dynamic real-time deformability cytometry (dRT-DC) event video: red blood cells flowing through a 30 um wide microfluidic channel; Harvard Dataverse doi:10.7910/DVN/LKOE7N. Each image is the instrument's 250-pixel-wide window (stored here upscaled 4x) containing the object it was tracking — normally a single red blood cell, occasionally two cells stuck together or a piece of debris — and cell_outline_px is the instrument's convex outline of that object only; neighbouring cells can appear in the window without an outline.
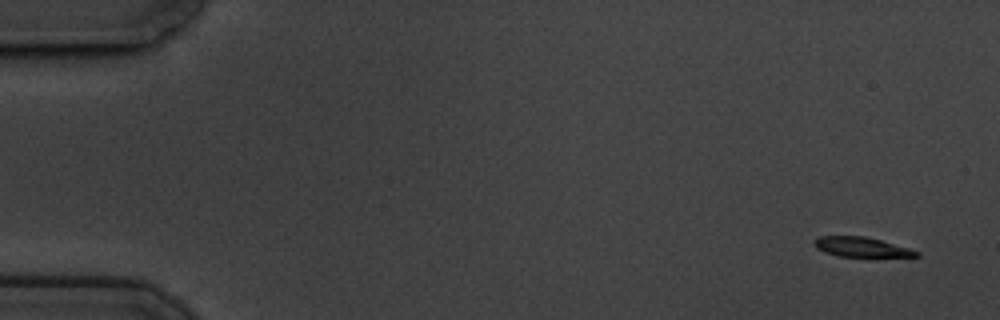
{"species": "common noctule bat (a hibernating species)", "species_latin": "Nyctalus noctula", "temperature_condition": "cold", "stored_images_in_passage": 58, "camera_frame_rate_fps": 3000, "um_per_image_px": 0.085, "animal": {"sex": "male", "body_mass_g": 19.5, "forearm_length_mm": 54.6}, "frame": {"image": 1, "passage_image": 1, "time_ms": 0.0, "image_size_px": [1000, 320], "cell_outline_px": [[920, 256], [840, 256], [824, 252], [816, 248], [812, 244], [820, 236], [864, 236], [880, 240], [908, 248], [920, 252]], "centroid_in_image_um": [73.18, 20.99], "position_along_channel_um": 11.8, "area_um2": 11.44}}
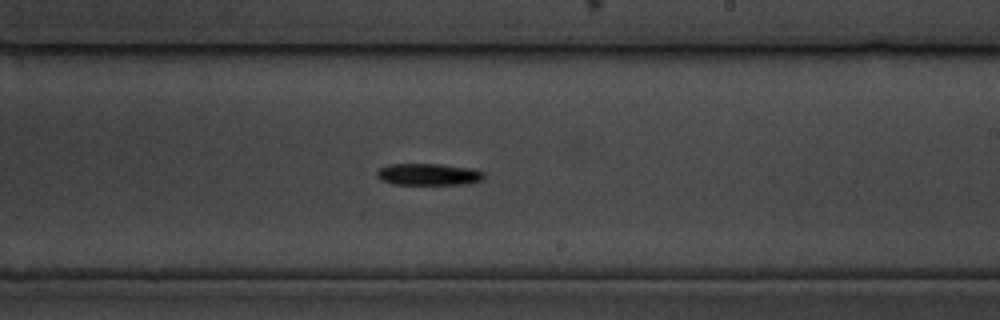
{"frame": {"image": 2, "passage_image": 34, "time_ms": 11.0, "image_size_px": [1000, 320], "cell_outline_px": [[484, 176], [480, 180], [468, 184], [392, 184], [380, 180], [376, 176], [376, 172], [380, 168], [388, 164], [440, 164], [472, 168], [484, 172]], "centroid_in_image_um": [36.39, 14.82], "position_along_channel_um": 252.6, "area_um2": 13.64}}
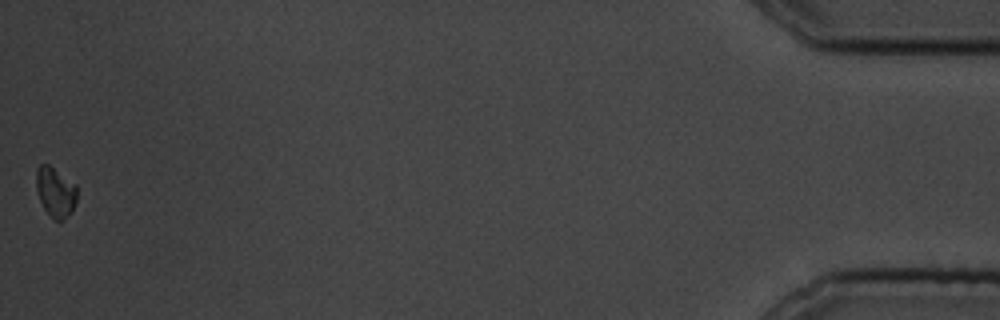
{"frame": {"image": 3, "passage_image": 58, "time_ms": 19.0, "image_size_px": [1000, 320], "cell_outline_px": [[76, 200], [72, 208], [64, 220], [60, 224], [44, 208], [36, 192], [36, 168], [40, 164], [48, 164], [76, 184]], "centroid_in_image_um": [4.69, 16.3], "position_along_channel_um": 430.5, "area_um2": 11.73}, "authors_computed_cell_mechanics": {"area_um2": 13.1495, "velocity_mm_per_s": 3.3565, "shape_relaxation_time_tau1_ms": 2.7278, "shape_relaxation_time_tau2_ms": null, "deformation_change_tau1": 0.1722, "deformation_change_tau2": null}}